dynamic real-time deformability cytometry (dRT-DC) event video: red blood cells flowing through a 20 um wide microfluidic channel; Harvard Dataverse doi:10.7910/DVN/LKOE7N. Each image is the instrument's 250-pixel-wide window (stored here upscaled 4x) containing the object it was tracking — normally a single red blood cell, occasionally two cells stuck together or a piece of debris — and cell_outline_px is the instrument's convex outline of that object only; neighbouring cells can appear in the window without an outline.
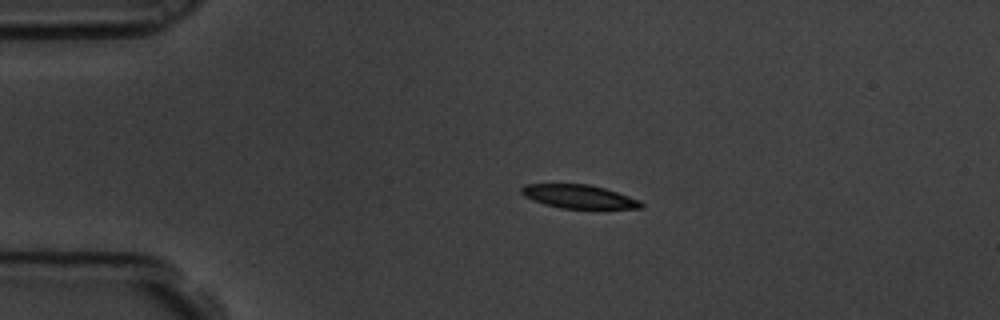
{"species": "common noctule bat (a hibernating species)", "species_latin": "Nyctalus noctula", "temperature_condition": "room temperature", "stored_images_in_passage": 9, "camera_frame_rate_fps": 3000, "um_per_image_px": 0.085, "animal": {"sex": "male", "body_mass_g": 19.5, "forearm_length_mm": 54.6}, "frame": {"image": 1, "passage_image": 2, "time_ms": 0.333, "image_size_px": [1000, 320], "cell_outline_px": [[644, 208], [560, 208], [544, 204], [532, 200], [524, 196], [520, 192], [520, 188], [524, 184], [588, 184], [604, 188], [640, 200], [644, 204]], "centroid_in_image_um": [49.17, 16.7], "position_along_channel_um": 35.8, "area_um2": 16.36}}
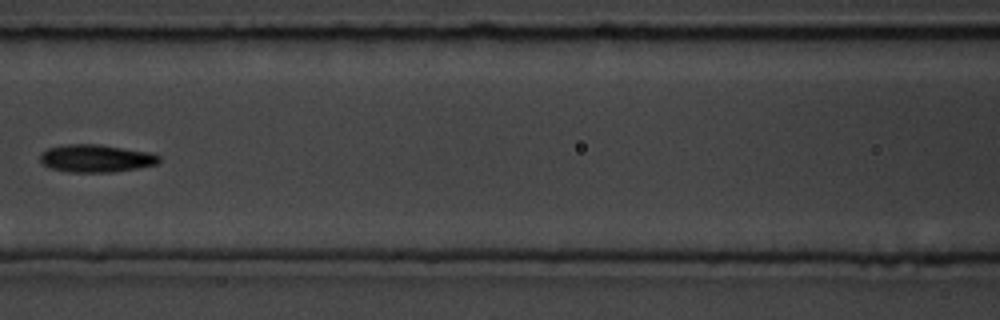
{"frame": {"image": 2, "passage_image": 6, "time_ms": 1.667, "image_size_px": [1000, 320], "cell_outline_px": [[160, 160], [156, 164], [136, 168], [112, 172], [68, 172], [48, 168], [40, 160], [40, 152], [48, 148], [64, 144], [100, 144], [152, 152], [160, 156]], "centroid_in_image_um": [8.14, 13.45], "position_along_channel_um": 158.5, "area_um2": 19.36}}
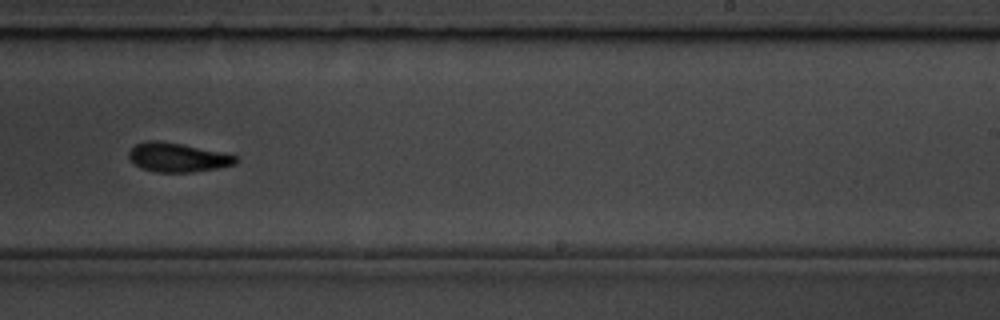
{"frame": {"image": 3, "passage_image": 9, "time_ms": 2.667, "image_size_px": [1000, 320], "cell_outline_px": [[240, 160], [236, 164], [216, 168], [192, 172], [156, 172], [140, 168], [128, 156], [128, 152], [136, 144], [148, 140], [160, 140], [228, 152], [240, 156]], "centroid_in_image_um": [15.18, 13.36], "position_along_channel_um": 273.8, "area_um2": 18.5}}